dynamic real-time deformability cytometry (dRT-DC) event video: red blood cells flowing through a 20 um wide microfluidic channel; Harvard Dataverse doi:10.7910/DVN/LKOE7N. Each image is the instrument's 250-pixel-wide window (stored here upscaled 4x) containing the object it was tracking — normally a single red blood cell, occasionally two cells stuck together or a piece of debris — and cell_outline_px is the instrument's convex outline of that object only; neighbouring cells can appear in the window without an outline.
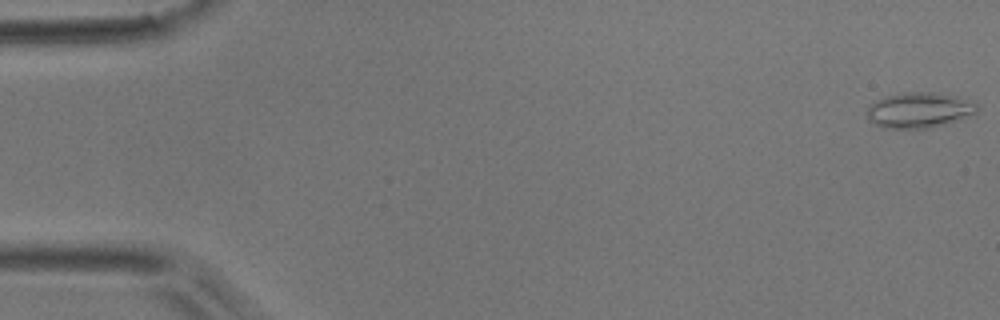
{"species": "common noctule bat (a hibernating species)", "species_latin": "Nyctalus noctula", "temperature_condition": "room temperature", "stored_images_in_passage": 9, "camera_frame_rate_fps": 3000, "um_per_image_px": 0.085, "animal": {"sex": "male", "body_mass_g": 17.9}, "frame": {"image": 1, "passage_image": 1, "time_ms": 0.0, "image_size_px": [1000, 320], "cell_outline_px": [[980, 108], [976, 116], [928, 128], [884, 128], [868, 120], [868, 104], [876, 100], [888, 96], [904, 92], [932, 92], [956, 96], [976, 104]], "centroid_in_image_um": [78.18, 9.37], "position_along_channel_um": 6.8, "area_um2": 22.89}}